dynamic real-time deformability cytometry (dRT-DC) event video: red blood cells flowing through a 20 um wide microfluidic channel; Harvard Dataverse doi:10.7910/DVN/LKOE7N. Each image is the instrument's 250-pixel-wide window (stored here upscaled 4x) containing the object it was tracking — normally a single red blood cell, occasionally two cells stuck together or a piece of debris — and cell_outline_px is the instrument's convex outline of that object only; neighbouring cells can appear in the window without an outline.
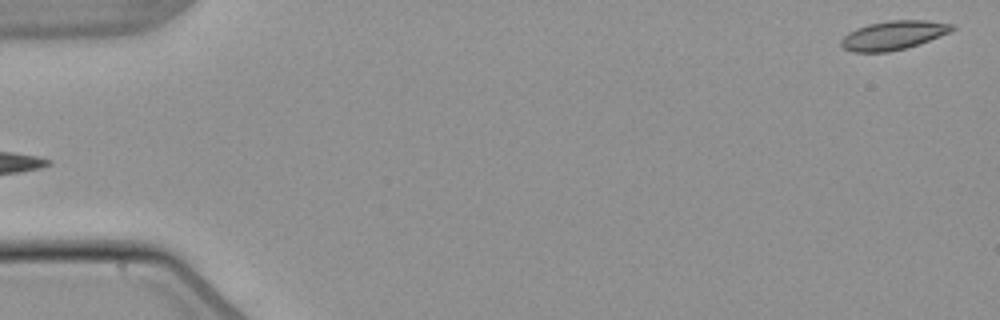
{"species": "common noctule bat (a hibernating species)", "species_latin": "Nyctalus noctula", "temperature_condition": "warm", "stored_images_in_passage": 14, "camera_frame_rate_fps": 3000, "um_per_image_px": 0.085, "animal": {"sex": "male", "body_mass_g": 21.5, "forearm_length_mm": 52.0}, "frame": {"image": 1, "passage_image": 1, "time_ms": 0.0, "image_size_px": [1000, 320], "cell_outline_px": [[956, 28], [940, 36], [904, 48], [888, 52], [852, 52], [844, 48], [840, 44], [840, 40], [848, 32], [856, 28], [868, 24], [888, 20], [928, 20], [956, 24]], "centroid_in_image_um": [75.92, 2.98], "position_along_channel_um": 9.1, "area_um2": 18.67}}